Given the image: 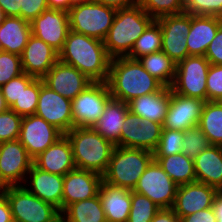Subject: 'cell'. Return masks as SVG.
Wrapping results in <instances>:
<instances>
[{
  "mask_svg": "<svg viewBox=\"0 0 222 222\" xmlns=\"http://www.w3.org/2000/svg\"><path fill=\"white\" fill-rule=\"evenodd\" d=\"M111 57L104 42L69 30L59 60L72 65L92 82H107Z\"/></svg>",
  "mask_w": 222,
  "mask_h": 222,
  "instance_id": "1",
  "label": "cell"
},
{
  "mask_svg": "<svg viewBox=\"0 0 222 222\" xmlns=\"http://www.w3.org/2000/svg\"><path fill=\"white\" fill-rule=\"evenodd\" d=\"M107 84L112 98L125 103L136 97L160 92L165 87L144 69L139 60L128 57L111 59Z\"/></svg>",
  "mask_w": 222,
  "mask_h": 222,
  "instance_id": "2",
  "label": "cell"
},
{
  "mask_svg": "<svg viewBox=\"0 0 222 222\" xmlns=\"http://www.w3.org/2000/svg\"><path fill=\"white\" fill-rule=\"evenodd\" d=\"M64 135L71 144L76 169L103 176L115 145L91 127H74Z\"/></svg>",
  "mask_w": 222,
  "mask_h": 222,
  "instance_id": "3",
  "label": "cell"
},
{
  "mask_svg": "<svg viewBox=\"0 0 222 222\" xmlns=\"http://www.w3.org/2000/svg\"><path fill=\"white\" fill-rule=\"evenodd\" d=\"M154 19L139 5L116 10L104 46L111 58L126 57Z\"/></svg>",
  "mask_w": 222,
  "mask_h": 222,
  "instance_id": "4",
  "label": "cell"
},
{
  "mask_svg": "<svg viewBox=\"0 0 222 222\" xmlns=\"http://www.w3.org/2000/svg\"><path fill=\"white\" fill-rule=\"evenodd\" d=\"M153 159L151 151L115 146L103 180L133 191L139 178Z\"/></svg>",
  "mask_w": 222,
  "mask_h": 222,
  "instance_id": "5",
  "label": "cell"
},
{
  "mask_svg": "<svg viewBox=\"0 0 222 222\" xmlns=\"http://www.w3.org/2000/svg\"><path fill=\"white\" fill-rule=\"evenodd\" d=\"M116 16V9L94 0L76 2L68 11L70 30L104 41Z\"/></svg>",
  "mask_w": 222,
  "mask_h": 222,
  "instance_id": "6",
  "label": "cell"
},
{
  "mask_svg": "<svg viewBox=\"0 0 222 222\" xmlns=\"http://www.w3.org/2000/svg\"><path fill=\"white\" fill-rule=\"evenodd\" d=\"M5 194L14 222H56L61 212L54 205L30 193L23 185L0 188Z\"/></svg>",
  "mask_w": 222,
  "mask_h": 222,
  "instance_id": "7",
  "label": "cell"
},
{
  "mask_svg": "<svg viewBox=\"0 0 222 222\" xmlns=\"http://www.w3.org/2000/svg\"><path fill=\"white\" fill-rule=\"evenodd\" d=\"M210 62L205 56L190 55L176 64L171 90L186 97L207 101L206 78Z\"/></svg>",
  "mask_w": 222,
  "mask_h": 222,
  "instance_id": "8",
  "label": "cell"
},
{
  "mask_svg": "<svg viewBox=\"0 0 222 222\" xmlns=\"http://www.w3.org/2000/svg\"><path fill=\"white\" fill-rule=\"evenodd\" d=\"M111 98L107 82H93L89 85L71 101L73 128H93Z\"/></svg>",
  "mask_w": 222,
  "mask_h": 222,
  "instance_id": "9",
  "label": "cell"
},
{
  "mask_svg": "<svg viewBox=\"0 0 222 222\" xmlns=\"http://www.w3.org/2000/svg\"><path fill=\"white\" fill-rule=\"evenodd\" d=\"M178 185L156 160H152L139 178L133 191L147 196L161 209L173 207Z\"/></svg>",
  "mask_w": 222,
  "mask_h": 222,
  "instance_id": "10",
  "label": "cell"
},
{
  "mask_svg": "<svg viewBox=\"0 0 222 222\" xmlns=\"http://www.w3.org/2000/svg\"><path fill=\"white\" fill-rule=\"evenodd\" d=\"M33 158L17 140L0 143V188L24 184Z\"/></svg>",
  "mask_w": 222,
  "mask_h": 222,
  "instance_id": "11",
  "label": "cell"
},
{
  "mask_svg": "<svg viewBox=\"0 0 222 222\" xmlns=\"http://www.w3.org/2000/svg\"><path fill=\"white\" fill-rule=\"evenodd\" d=\"M162 31V51L176 64L190 56L187 34L191 26V14L166 15L156 19Z\"/></svg>",
  "mask_w": 222,
  "mask_h": 222,
  "instance_id": "12",
  "label": "cell"
},
{
  "mask_svg": "<svg viewBox=\"0 0 222 222\" xmlns=\"http://www.w3.org/2000/svg\"><path fill=\"white\" fill-rule=\"evenodd\" d=\"M36 116L52 124L63 134L73 129L72 102L43 83L40 78V94Z\"/></svg>",
  "mask_w": 222,
  "mask_h": 222,
  "instance_id": "13",
  "label": "cell"
},
{
  "mask_svg": "<svg viewBox=\"0 0 222 222\" xmlns=\"http://www.w3.org/2000/svg\"><path fill=\"white\" fill-rule=\"evenodd\" d=\"M63 135L60 130L47 123L43 118L28 115L22 117L18 140L34 159Z\"/></svg>",
  "mask_w": 222,
  "mask_h": 222,
  "instance_id": "14",
  "label": "cell"
},
{
  "mask_svg": "<svg viewBox=\"0 0 222 222\" xmlns=\"http://www.w3.org/2000/svg\"><path fill=\"white\" fill-rule=\"evenodd\" d=\"M31 33L58 53L63 49L69 28L68 12L47 9L30 22Z\"/></svg>",
  "mask_w": 222,
  "mask_h": 222,
  "instance_id": "15",
  "label": "cell"
},
{
  "mask_svg": "<svg viewBox=\"0 0 222 222\" xmlns=\"http://www.w3.org/2000/svg\"><path fill=\"white\" fill-rule=\"evenodd\" d=\"M42 80L50 89L71 101L93 83L77 68L60 60L42 77Z\"/></svg>",
  "mask_w": 222,
  "mask_h": 222,
  "instance_id": "16",
  "label": "cell"
},
{
  "mask_svg": "<svg viewBox=\"0 0 222 222\" xmlns=\"http://www.w3.org/2000/svg\"><path fill=\"white\" fill-rule=\"evenodd\" d=\"M206 101L174 93L170 88V104L163 129L186 131L199 124Z\"/></svg>",
  "mask_w": 222,
  "mask_h": 222,
  "instance_id": "17",
  "label": "cell"
},
{
  "mask_svg": "<svg viewBox=\"0 0 222 222\" xmlns=\"http://www.w3.org/2000/svg\"><path fill=\"white\" fill-rule=\"evenodd\" d=\"M219 191L201 182H192L177 187L175 201L171 208L180 218L213 207Z\"/></svg>",
  "mask_w": 222,
  "mask_h": 222,
  "instance_id": "18",
  "label": "cell"
},
{
  "mask_svg": "<svg viewBox=\"0 0 222 222\" xmlns=\"http://www.w3.org/2000/svg\"><path fill=\"white\" fill-rule=\"evenodd\" d=\"M103 176L87 170L75 169L63 180L62 211L70 204L93 198L99 194Z\"/></svg>",
  "mask_w": 222,
  "mask_h": 222,
  "instance_id": "19",
  "label": "cell"
},
{
  "mask_svg": "<svg viewBox=\"0 0 222 222\" xmlns=\"http://www.w3.org/2000/svg\"><path fill=\"white\" fill-rule=\"evenodd\" d=\"M63 180L64 176L43 171L33 164L22 185L30 193L62 212Z\"/></svg>",
  "mask_w": 222,
  "mask_h": 222,
  "instance_id": "20",
  "label": "cell"
},
{
  "mask_svg": "<svg viewBox=\"0 0 222 222\" xmlns=\"http://www.w3.org/2000/svg\"><path fill=\"white\" fill-rule=\"evenodd\" d=\"M59 60V53L41 39L31 35L21 55L23 72L42 78Z\"/></svg>",
  "mask_w": 222,
  "mask_h": 222,
  "instance_id": "21",
  "label": "cell"
},
{
  "mask_svg": "<svg viewBox=\"0 0 222 222\" xmlns=\"http://www.w3.org/2000/svg\"><path fill=\"white\" fill-rule=\"evenodd\" d=\"M33 164L46 172L65 176L76 166L69 139L63 135L44 152L33 159Z\"/></svg>",
  "mask_w": 222,
  "mask_h": 222,
  "instance_id": "22",
  "label": "cell"
},
{
  "mask_svg": "<svg viewBox=\"0 0 222 222\" xmlns=\"http://www.w3.org/2000/svg\"><path fill=\"white\" fill-rule=\"evenodd\" d=\"M221 24L222 18L217 16L191 15L186 37L189 55L204 56Z\"/></svg>",
  "mask_w": 222,
  "mask_h": 222,
  "instance_id": "23",
  "label": "cell"
},
{
  "mask_svg": "<svg viewBox=\"0 0 222 222\" xmlns=\"http://www.w3.org/2000/svg\"><path fill=\"white\" fill-rule=\"evenodd\" d=\"M99 198L107 222H127L131 209V191L105 182L101 183Z\"/></svg>",
  "mask_w": 222,
  "mask_h": 222,
  "instance_id": "24",
  "label": "cell"
},
{
  "mask_svg": "<svg viewBox=\"0 0 222 222\" xmlns=\"http://www.w3.org/2000/svg\"><path fill=\"white\" fill-rule=\"evenodd\" d=\"M170 104V87L160 92L136 97L128 102L129 111L143 120L163 124Z\"/></svg>",
  "mask_w": 222,
  "mask_h": 222,
  "instance_id": "25",
  "label": "cell"
},
{
  "mask_svg": "<svg viewBox=\"0 0 222 222\" xmlns=\"http://www.w3.org/2000/svg\"><path fill=\"white\" fill-rule=\"evenodd\" d=\"M193 160L196 181L222 191V146L211 145Z\"/></svg>",
  "mask_w": 222,
  "mask_h": 222,
  "instance_id": "26",
  "label": "cell"
},
{
  "mask_svg": "<svg viewBox=\"0 0 222 222\" xmlns=\"http://www.w3.org/2000/svg\"><path fill=\"white\" fill-rule=\"evenodd\" d=\"M31 35L29 21L7 16L0 24V50L21 56Z\"/></svg>",
  "mask_w": 222,
  "mask_h": 222,
  "instance_id": "27",
  "label": "cell"
},
{
  "mask_svg": "<svg viewBox=\"0 0 222 222\" xmlns=\"http://www.w3.org/2000/svg\"><path fill=\"white\" fill-rule=\"evenodd\" d=\"M128 110V103L111 98L93 129L115 146H120L121 129Z\"/></svg>",
  "mask_w": 222,
  "mask_h": 222,
  "instance_id": "28",
  "label": "cell"
},
{
  "mask_svg": "<svg viewBox=\"0 0 222 222\" xmlns=\"http://www.w3.org/2000/svg\"><path fill=\"white\" fill-rule=\"evenodd\" d=\"M64 222H107L99 194L68 205L62 212Z\"/></svg>",
  "mask_w": 222,
  "mask_h": 222,
  "instance_id": "29",
  "label": "cell"
},
{
  "mask_svg": "<svg viewBox=\"0 0 222 222\" xmlns=\"http://www.w3.org/2000/svg\"><path fill=\"white\" fill-rule=\"evenodd\" d=\"M169 177L179 186L196 181L194 160L177 153L170 156L154 157Z\"/></svg>",
  "mask_w": 222,
  "mask_h": 222,
  "instance_id": "30",
  "label": "cell"
},
{
  "mask_svg": "<svg viewBox=\"0 0 222 222\" xmlns=\"http://www.w3.org/2000/svg\"><path fill=\"white\" fill-rule=\"evenodd\" d=\"M144 69L165 87H171L175 78L176 63L162 50L138 59Z\"/></svg>",
  "mask_w": 222,
  "mask_h": 222,
  "instance_id": "31",
  "label": "cell"
},
{
  "mask_svg": "<svg viewBox=\"0 0 222 222\" xmlns=\"http://www.w3.org/2000/svg\"><path fill=\"white\" fill-rule=\"evenodd\" d=\"M198 127L211 145L222 146V102L206 101Z\"/></svg>",
  "mask_w": 222,
  "mask_h": 222,
  "instance_id": "32",
  "label": "cell"
},
{
  "mask_svg": "<svg viewBox=\"0 0 222 222\" xmlns=\"http://www.w3.org/2000/svg\"><path fill=\"white\" fill-rule=\"evenodd\" d=\"M162 49V31L160 24L154 20L135 41L131 52L126 56L138 60L142 56L158 52Z\"/></svg>",
  "mask_w": 222,
  "mask_h": 222,
  "instance_id": "33",
  "label": "cell"
},
{
  "mask_svg": "<svg viewBox=\"0 0 222 222\" xmlns=\"http://www.w3.org/2000/svg\"><path fill=\"white\" fill-rule=\"evenodd\" d=\"M160 209L147 196L131 191V209L127 222H151Z\"/></svg>",
  "mask_w": 222,
  "mask_h": 222,
  "instance_id": "34",
  "label": "cell"
},
{
  "mask_svg": "<svg viewBox=\"0 0 222 222\" xmlns=\"http://www.w3.org/2000/svg\"><path fill=\"white\" fill-rule=\"evenodd\" d=\"M40 94V78H35L22 90L19 99L10 107L18 115L24 117L35 115Z\"/></svg>",
  "mask_w": 222,
  "mask_h": 222,
  "instance_id": "35",
  "label": "cell"
},
{
  "mask_svg": "<svg viewBox=\"0 0 222 222\" xmlns=\"http://www.w3.org/2000/svg\"><path fill=\"white\" fill-rule=\"evenodd\" d=\"M137 5L154 20L166 15L184 13V0H138Z\"/></svg>",
  "mask_w": 222,
  "mask_h": 222,
  "instance_id": "36",
  "label": "cell"
},
{
  "mask_svg": "<svg viewBox=\"0 0 222 222\" xmlns=\"http://www.w3.org/2000/svg\"><path fill=\"white\" fill-rule=\"evenodd\" d=\"M163 124L150 120H141L138 126L137 149L154 152L158 146Z\"/></svg>",
  "mask_w": 222,
  "mask_h": 222,
  "instance_id": "37",
  "label": "cell"
},
{
  "mask_svg": "<svg viewBox=\"0 0 222 222\" xmlns=\"http://www.w3.org/2000/svg\"><path fill=\"white\" fill-rule=\"evenodd\" d=\"M211 143L203 131L198 127H192L184 131L182 144V154L191 159H195L205 149L209 148Z\"/></svg>",
  "mask_w": 222,
  "mask_h": 222,
  "instance_id": "38",
  "label": "cell"
},
{
  "mask_svg": "<svg viewBox=\"0 0 222 222\" xmlns=\"http://www.w3.org/2000/svg\"><path fill=\"white\" fill-rule=\"evenodd\" d=\"M184 131L163 129L154 157H164L182 152Z\"/></svg>",
  "mask_w": 222,
  "mask_h": 222,
  "instance_id": "39",
  "label": "cell"
},
{
  "mask_svg": "<svg viewBox=\"0 0 222 222\" xmlns=\"http://www.w3.org/2000/svg\"><path fill=\"white\" fill-rule=\"evenodd\" d=\"M21 121L22 116L10 108L0 113V143L19 138Z\"/></svg>",
  "mask_w": 222,
  "mask_h": 222,
  "instance_id": "40",
  "label": "cell"
},
{
  "mask_svg": "<svg viewBox=\"0 0 222 222\" xmlns=\"http://www.w3.org/2000/svg\"><path fill=\"white\" fill-rule=\"evenodd\" d=\"M22 73L21 56L0 50V88Z\"/></svg>",
  "mask_w": 222,
  "mask_h": 222,
  "instance_id": "41",
  "label": "cell"
},
{
  "mask_svg": "<svg viewBox=\"0 0 222 222\" xmlns=\"http://www.w3.org/2000/svg\"><path fill=\"white\" fill-rule=\"evenodd\" d=\"M184 12L222 18V0H184Z\"/></svg>",
  "mask_w": 222,
  "mask_h": 222,
  "instance_id": "42",
  "label": "cell"
},
{
  "mask_svg": "<svg viewBox=\"0 0 222 222\" xmlns=\"http://www.w3.org/2000/svg\"><path fill=\"white\" fill-rule=\"evenodd\" d=\"M34 79V76L24 72L1 87L5 102L9 108L19 99L22 90H25Z\"/></svg>",
  "mask_w": 222,
  "mask_h": 222,
  "instance_id": "43",
  "label": "cell"
},
{
  "mask_svg": "<svg viewBox=\"0 0 222 222\" xmlns=\"http://www.w3.org/2000/svg\"><path fill=\"white\" fill-rule=\"evenodd\" d=\"M141 118L127 111L125 116V121L122 125L121 136H120V146L127 148H136L137 149V139H138V126L141 122Z\"/></svg>",
  "mask_w": 222,
  "mask_h": 222,
  "instance_id": "44",
  "label": "cell"
},
{
  "mask_svg": "<svg viewBox=\"0 0 222 222\" xmlns=\"http://www.w3.org/2000/svg\"><path fill=\"white\" fill-rule=\"evenodd\" d=\"M207 101L222 102V65L210 64L207 78Z\"/></svg>",
  "mask_w": 222,
  "mask_h": 222,
  "instance_id": "45",
  "label": "cell"
},
{
  "mask_svg": "<svg viewBox=\"0 0 222 222\" xmlns=\"http://www.w3.org/2000/svg\"><path fill=\"white\" fill-rule=\"evenodd\" d=\"M47 9L46 0H21L20 17L31 22Z\"/></svg>",
  "mask_w": 222,
  "mask_h": 222,
  "instance_id": "46",
  "label": "cell"
},
{
  "mask_svg": "<svg viewBox=\"0 0 222 222\" xmlns=\"http://www.w3.org/2000/svg\"><path fill=\"white\" fill-rule=\"evenodd\" d=\"M205 58L212 65H222V24L218 28L216 36L209 44Z\"/></svg>",
  "mask_w": 222,
  "mask_h": 222,
  "instance_id": "47",
  "label": "cell"
},
{
  "mask_svg": "<svg viewBox=\"0 0 222 222\" xmlns=\"http://www.w3.org/2000/svg\"><path fill=\"white\" fill-rule=\"evenodd\" d=\"M179 222H217L213 207L195 212L179 219Z\"/></svg>",
  "mask_w": 222,
  "mask_h": 222,
  "instance_id": "48",
  "label": "cell"
},
{
  "mask_svg": "<svg viewBox=\"0 0 222 222\" xmlns=\"http://www.w3.org/2000/svg\"><path fill=\"white\" fill-rule=\"evenodd\" d=\"M6 16L20 17L21 0H0Z\"/></svg>",
  "mask_w": 222,
  "mask_h": 222,
  "instance_id": "49",
  "label": "cell"
},
{
  "mask_svg": "<svg viewBox=\"0 0 222 222\" xmlns=\"http://www.w3.org/2000/svg\"><path fill=\"white\" fill-rule=\"evenodd\" d=\"M0 222H14L11 208L5 194L0 190Z\"/></svg>",
  "mask_w": 222,
  "mask_h": 222,
  "instance_id": "50",
  "label": "cell"
},
{
  "mask_svg": "<svg viewBox=\"0 0 222 222\" xmlns=\"http://www.w3.org/2000/svg\"><path fill=\"white\" fill-rule=\"evenodd\" d=\"M102 5L112 7L116 10L129 8L137 5L138 0H94Z\"/></svg>",
  "mask_w": 222,
  "mask_h": 222,
  "instance_id": "51",
  "label": "cell"
},
{
  "mask_svg": "<svg viewBox=\"0 0 222 222\" xmlns=\"http://www.w3.org/2000/svg\"><path fill=\"white\" fill-rule=\"evenodd\" d=\"M151 222H179V217L172 209H160Z\"/></svg>",
  "mask_w": 222,
  "mask_h": 222,
  "instance_id": "52",
  "label": "cell"
},
{
  "mask_svg": "<svg viewBox=\"0 0 222 222\" xmlns=\"http://www.w3.org/2000/svg\"><path fill=\"white\" fill-rule=\"evenodd\" d=\"M49 9L62 10L68 12L76 2L74 0H46Z\"/></svg>",
  "mask_w": 222,
  "mask_h": 222,
  "instance_id": "53",
  "label": "cell"
},
{
  "mask_svg": "<svg viewBox=\"0 0 222 222\" xmlns=\"http://www.w3.org/2000/svg\"><path fill=\"white\" fill-rule=\"evenodd\" d=\"M213 210L217 218V222H222V191H219L214 198Z\"/></svg>",
  "mask_w": 222,
  "mask_h": 222,
  "instance_id": "54",
  "label": "cell"
},
{
  "mask_svg": "<svg viewBox=\"0 0 222 222\" xmlns=\"http://www.w3.org/2000/svg\"><path fill=\"white\" fill-rule=\"evenodd\" d=\"M9 107L7 106L4 96L2 94L1 88H0V113L6 111Z\"/></svg>",
  "mask_w": 222,
  "mask_h": 222,
  "instance_id": "55",
  "label": "cell"
},
{
  "mask_svg": "<svg viewBox=\"0 0 222 222\" xmlns=\"http://www.w3.org/2000/svg\"><path fill=\"white\" fill-rule=\"evenodd\" d=\"M6 14H5V12L3 11V9H2V6H1V4H0V24L6 19Z\"/></svg>",
  "mask_w": 222,
  "mask_h": 222,
  "instance_id": "56",
  "label": "cell"
},
{
  "mask_svg": "<svg viewBox=\"0 0 222 222\" xmlns=\"http://www.w3.org/2000/svg\"><path fill=\"white\" fill-rule=\"evenodd\" d=\"M56 222H64V220L62 218H60L59 220H57Z\"/></svg>",
  "mask_w": 222,
  "mask_h": 222,
  "instance_id": "57",
  "label": "cell"
},
{
  "mask_svg": "<svg viewBox=\"0 0 222 222\" xmlns=\"http://www.w3.org/2000/svg\"><path fill=\"white\" fill-rule=\"evenodd\" d=\"M75 2L88 1V0H74Z\"/></svg>",
  "mask_w": 222,
  "mask_h": 222,
  "instance_id": "58",
  "label": "cell"
}]
</instances>
